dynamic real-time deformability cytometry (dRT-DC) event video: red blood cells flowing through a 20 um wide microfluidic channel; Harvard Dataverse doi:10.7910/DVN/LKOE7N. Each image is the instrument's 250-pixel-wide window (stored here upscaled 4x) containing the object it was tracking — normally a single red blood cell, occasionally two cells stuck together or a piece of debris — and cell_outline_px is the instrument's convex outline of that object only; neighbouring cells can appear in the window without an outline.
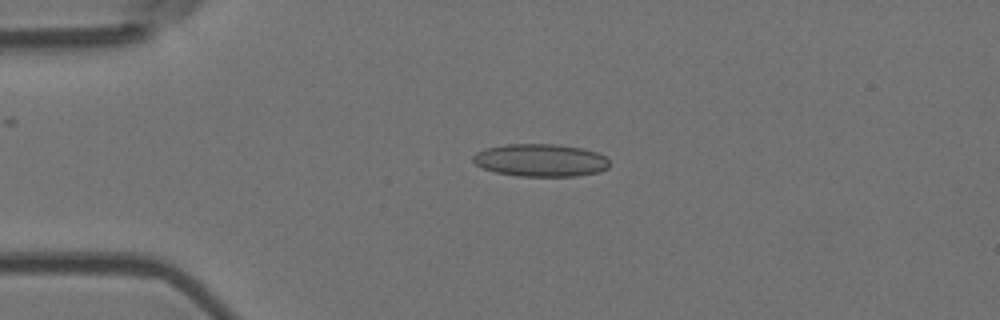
{"species": "Egyptian fruit bat (a non-hibernating species)", "species_latin": "Rousettus aegyptiacus", "temperature_condition": "room temperature", "stored_images_in_passage": 5, "camera_frame_rate_fps": 3000, "um_per_image_px": 0.085, "animal": {"sex": "female"}, "frame": {"image": 1, "passage_image": 4, "time_ms": 1.0, "image_size_px": [1000, 320], "cell_outline_px": [[608, 168], [600, 172], [576, 176], [516, 176], [496, 172], [484, 168], [476, 164], [472, 160], [472, 156], [476, 152], [484, 148], [504, 144], [556, 144], [580, 148], [596, 152], [604, 156], [608, 160]], "centroid_in_image_um": [45.92, 13.62], "position_along_channel_um": 39.1, "area_um2": 26.01}}